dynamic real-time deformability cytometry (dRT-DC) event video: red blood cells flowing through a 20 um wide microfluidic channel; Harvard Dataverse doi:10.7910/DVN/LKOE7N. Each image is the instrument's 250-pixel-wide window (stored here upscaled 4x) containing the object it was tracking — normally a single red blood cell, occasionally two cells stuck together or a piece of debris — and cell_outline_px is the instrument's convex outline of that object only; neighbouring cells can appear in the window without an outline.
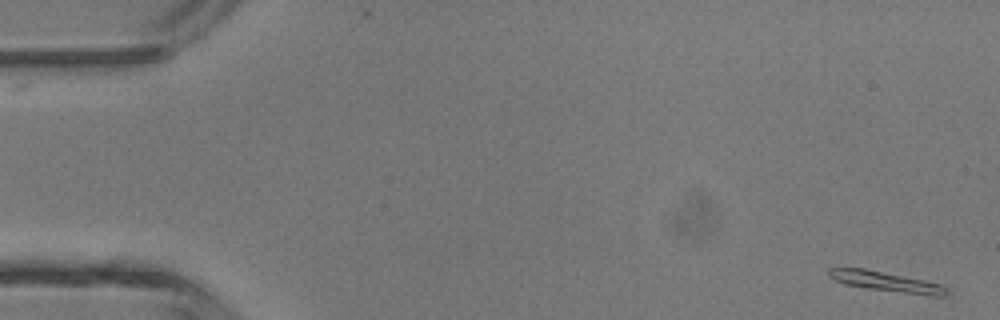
{"species": "common noctule bat (a hibernating species)", "species_latin": "Nyctalus noctula", "temperature_condition": "room temperature", "stored_images_in_passage": 11, "camera_frame_rate_fps": 3000, "um_per_image_px": 0.085, "animal": {"sex": "male", "body_mass_g": 13.3}, "frame": {"image": 1, "passage_image": 1, "time_ms": 0.0, "image_size_px": [1000, 320], "cell_outline_px": [[948, 292], [944, 296], [932, 296], [868, 288], [844, 284], [828, 276], [828, 268], [864, 268], [924, 280], [940, 284]], "centroid_in_image_um": [75.29, 23.93], "position_along_channel_um": 9.7, "area_um2": 13.41}}